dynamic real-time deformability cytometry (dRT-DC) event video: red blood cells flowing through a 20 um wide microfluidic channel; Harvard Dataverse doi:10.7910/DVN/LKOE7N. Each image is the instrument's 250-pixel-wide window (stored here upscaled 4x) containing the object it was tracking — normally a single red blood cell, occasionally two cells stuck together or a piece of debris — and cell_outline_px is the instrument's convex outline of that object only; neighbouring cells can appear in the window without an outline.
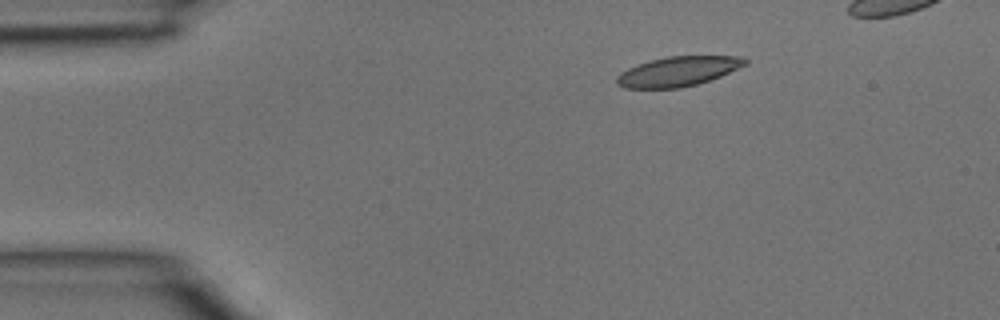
{"species": "common noctule bat (a hibernating species)", "species_latin": "Nyctalus noctula", "temperature_condition": "room temperature", "stored_images_in_passage": 5, "camera_frame_rate_fps": 3000, "um_per_image_px": 0.085, "animal": {"sex": "male", "body_mass_g": 15.6}, "frame": {"image": 1, "passage_image": 2, "time_ms": 0.333, "image_size_px": [1000, 320], "cell_outline_px": [[748, 64], [720, 76], [696, 84], [680, 88], [624, 88], [616, 84], [616, 76], [620, 72], [628, 68], [652, 60], [668, 56], [744, 56], [748, 60]], "centroid_in_image_um": [57.64, 6.07], "position_along_channel_um": 27.4, "area_um2": 22.14}}